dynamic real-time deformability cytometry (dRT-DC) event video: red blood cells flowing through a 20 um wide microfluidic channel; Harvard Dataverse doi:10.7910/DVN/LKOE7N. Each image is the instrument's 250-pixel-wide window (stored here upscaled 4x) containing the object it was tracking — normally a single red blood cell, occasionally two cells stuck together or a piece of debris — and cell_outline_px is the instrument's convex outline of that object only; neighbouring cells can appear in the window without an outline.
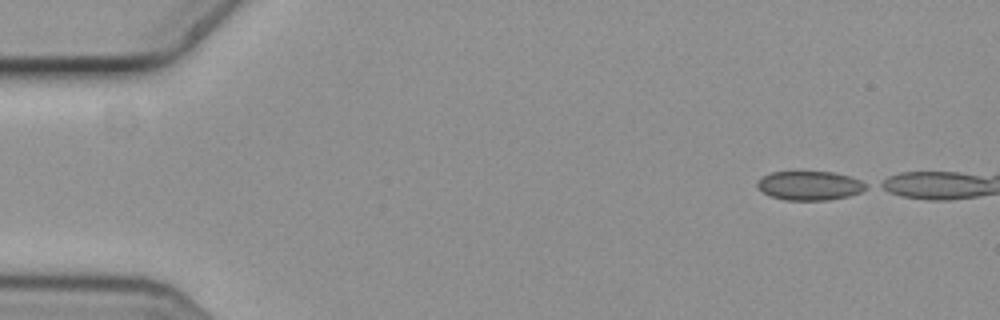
{"species": "common noctule bat (a hibernating species)", "species_latin": "Nyctalus noctula", "temperature_condition": "cold", "stored_images_in_passage": 6, "segment_of_instrument_passage": [2, 2], "camera_frame_rate_fps": 3000, "um_per_image_px": 0.085, "animal": {"sex": "female", "body_mass_g": 19.3, "forearm_length_mm": 54.1}, "frame": {"image": 1, "passage_image": 6, "time_ms": 1.667, "image_size_px": [1000, 320], "cell_outline_px": [[868, 188], [860, 192], [848, 196], [828, 200], [784, 200], [772, 196], [764, 192], [756, 184], [764, 176], [772, 172], [832, 172], [848, 176], [860, 180], [868, 184]], "centroid_in_image_um": [68.87, 15.78], "position_along_channel_um": 16.1, "area_um2": 18.15}}